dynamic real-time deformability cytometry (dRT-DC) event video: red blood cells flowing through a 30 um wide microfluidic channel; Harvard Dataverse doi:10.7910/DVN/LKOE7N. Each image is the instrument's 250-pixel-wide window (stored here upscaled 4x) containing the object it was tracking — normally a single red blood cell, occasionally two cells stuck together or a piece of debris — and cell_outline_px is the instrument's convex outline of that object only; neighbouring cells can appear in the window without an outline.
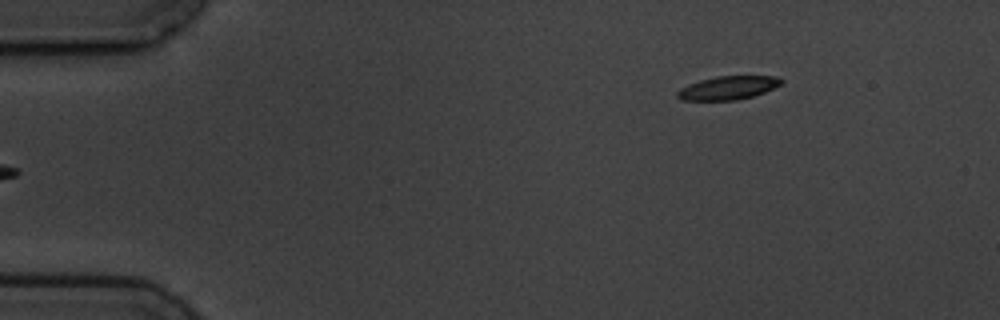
{"species": "common noctule bat (a hibernating species)", "species_latin": "Nyctalus noctula", "temperature_condition": "cold", "stored_images_in_passage": 5, "segment_of_instrument_passage": [2, 2], "camera_frame_rate_fps": 3000, "um_per_image_px": 0.085, "animal": {"sex": "male", "body_mass_g": 19.5, "forearm_length_mm": 54.6}, "frame": {"image": 1, "passage_image": 5, "time_ms": 5.333, "image_size_px": [1000, 320], "cell_outline_px": [[784, 80], [780, 84], [764, 92], [752, 96], [736, 100], [680, 100], [676, 96], [676, 92], [680, 88], [688, 84], [700, 80], [716, 76], [776, 76]], "centroid_in_image_um": [61.84, 7.46], "position_along_channel_um": 23.2, "area_um2": 14.16}}